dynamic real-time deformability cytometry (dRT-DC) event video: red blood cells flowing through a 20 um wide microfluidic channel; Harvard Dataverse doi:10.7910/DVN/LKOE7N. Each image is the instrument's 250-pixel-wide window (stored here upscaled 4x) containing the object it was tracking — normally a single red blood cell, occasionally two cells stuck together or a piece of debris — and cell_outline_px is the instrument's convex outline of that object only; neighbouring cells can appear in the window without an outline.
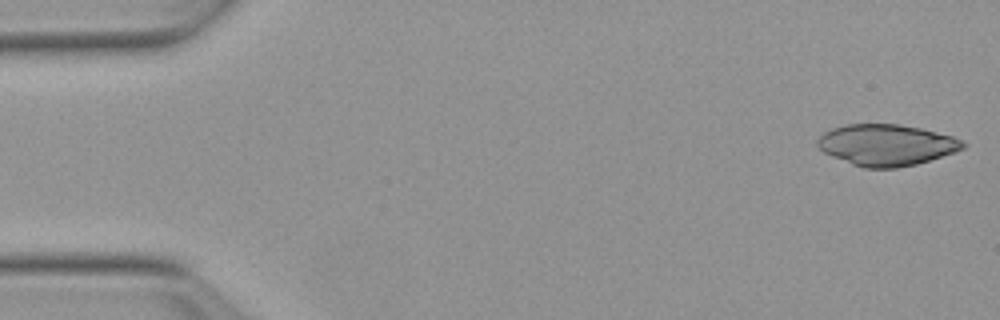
{"species": "Egyptian fruit bat (a non-hibernating species)", "species_latin": "Rousettus aegyptiacus", "temperature_condition": "warm", "stored_images_in_passage": 49, "camera_frame_rate_fps": 3000, "um_per_image_px": 0.085, "animal": {"sex": "female"}, "frame": {"image": 1, "passage_image": 1, "time_ms": 0.0, "image_size_px": [1000, 320], "cell_outline_px": [[968, 144], [964, 148], [956, 152], [916, 164], [896, 168], [864, 168], [852, 164], [832, 156], [824, 152], [816, 144], [816, 140], [824, 132], [832, 128], [844, 124], [900, 124], [920, 128], [952, 136]], "centroid_in_image_um": [75.34, 12.32], "position_along_channel_um": 9.7, "area_um2": 34.97}}